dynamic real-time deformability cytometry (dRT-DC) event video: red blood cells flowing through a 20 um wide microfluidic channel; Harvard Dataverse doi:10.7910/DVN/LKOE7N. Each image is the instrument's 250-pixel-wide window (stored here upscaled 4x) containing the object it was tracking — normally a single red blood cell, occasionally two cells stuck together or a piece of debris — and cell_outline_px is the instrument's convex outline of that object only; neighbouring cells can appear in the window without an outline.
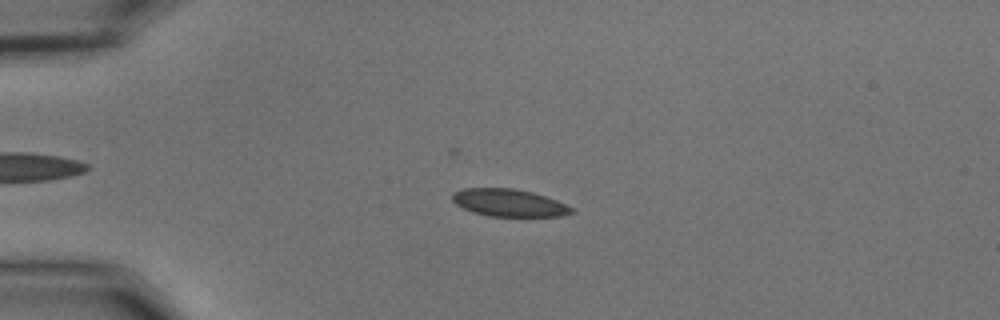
{"species": "common noctule bat (a hibernating species)", "species_latin": "Nyctalus noctula", "temperature_condition": "cold", "stored_images_in_passage": 20, "camera_frame_rate_fps": 3000, "um_per_image_px": 0.085, "animal": {"sex": "male", "body_mass_g": 15.6}, "frame": {"image": 1, "passage_image": 14, "time_ms": 4.333, "image_size_px": [1000, 320], "cell_outline_px": [[576, 212], [560, 216], [488, 216], [472, 212], [456, 204], [452, 200], [452, 192], [464, 188], [512, 188], [532, 192], [556, 200], [572, 208]], "centroid_in_image_um": [43.23, 17.23], "position_along_channel_um": 41.8, "area_um2": 18.96}}